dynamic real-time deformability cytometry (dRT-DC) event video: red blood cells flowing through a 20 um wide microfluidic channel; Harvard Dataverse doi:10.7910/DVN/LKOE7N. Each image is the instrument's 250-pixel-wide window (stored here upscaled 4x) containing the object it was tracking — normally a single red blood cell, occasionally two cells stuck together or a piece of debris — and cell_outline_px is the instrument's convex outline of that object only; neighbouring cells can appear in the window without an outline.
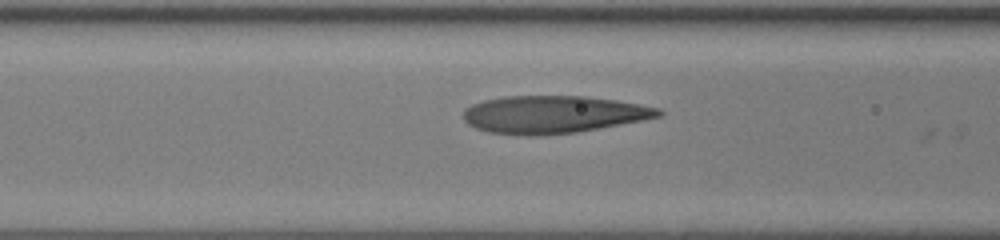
{"species": "human", "species_latin": "Homo sapiens", "temperature_condition": "room temperature", "stored_images_in_passage": 7, "camera_frame_rate_fps": 3000, "um_per_image_px": 0.085, "donor": {"sex": "female"}, "frame": {"image": 1, "passage_image": 5, "time_ms": 1.333, "image_size_px": [1000, 240], "cell_outline_px": [[664, 112], [660, 116], [640, 120], [576, 132], [540, 136], [524, 136], [488, 132], [476, 128], [468, 124], [464, 120], [464, 108], [472, 104], [484, 100], [508, 96], [584, 96], [616, 100], [640, 104], [660, 108]], "centroid_in_image_um": [46.99, 9.73], "position_along_channel_um": 119.6, "area_um2": 42.6}}